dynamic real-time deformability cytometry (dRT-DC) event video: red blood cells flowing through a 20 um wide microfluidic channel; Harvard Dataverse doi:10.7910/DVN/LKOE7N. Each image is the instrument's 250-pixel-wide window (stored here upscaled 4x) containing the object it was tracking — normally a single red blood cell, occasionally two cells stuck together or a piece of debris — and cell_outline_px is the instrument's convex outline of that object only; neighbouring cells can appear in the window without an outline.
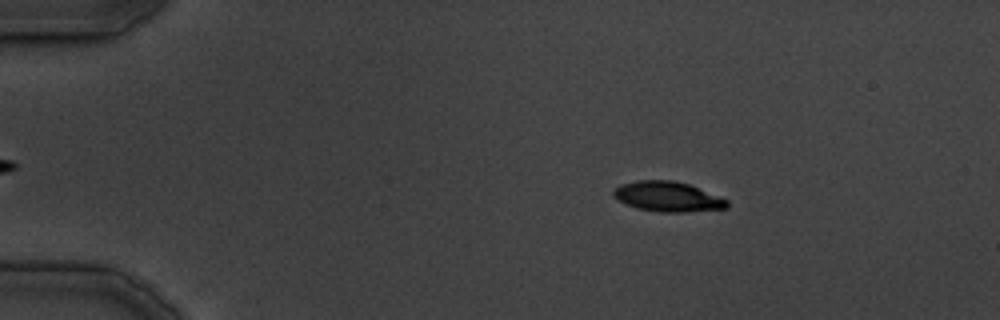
{"species": "common noctule bat (a hibernating species)", "species_latin": "Nyctalus noctula", "temperature_condition": "cold", "stored_images_in_passage": 22, "camera_frame_rate_fps": 3000, "um_per_image_px": 0.085, "animal": {"sex": "male", "body_mass_g": 19.5, "forearm_length_mm": 54.6}, "frame": {"image": 1, "passage_image": 7, "time_ms": 7.0, "image_size_px": [1000, 320], "cell_outline_px": [[728, 208], [684, 212], [660, 212], [636, 208], [624, 204], [612, 196], [612, 192], [620, 184], [636, 180], [672, 180], [688, 184], [728, 200]], "centroid_in_image_um": [56.71, 16.71], "position_along_channel_um": 28.3, "area_um2": 19.88}}
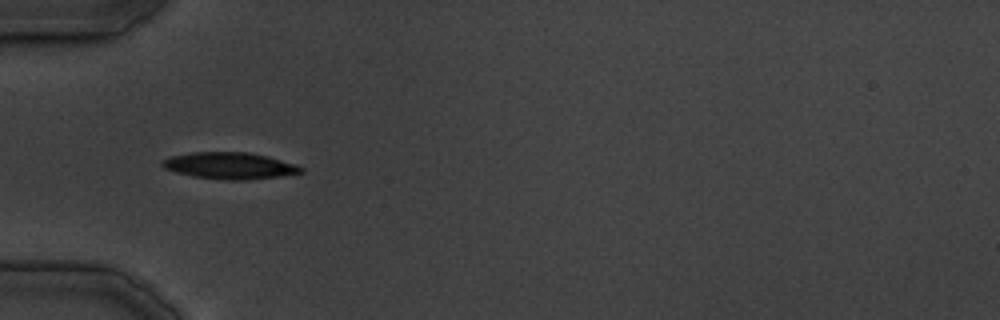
{"frame": {"image": 2, "passage_image": 13, "time_ms": 14.333, "image_size_px": [1000, 320], "cell_outline_px": [[304, 172], [280, 176], [248, 180], [224, 180], [192, 176], [176, 172], [164, 168], [160, 164], [164, 160], [172, 156], [192, 152], [248, 152], [268, 156], [296, 164], [304, 168]], "centroid_in_image_um": [19.56, 14.09], "position_along_channel_um": 65.4, "area_um2": 21.56}}
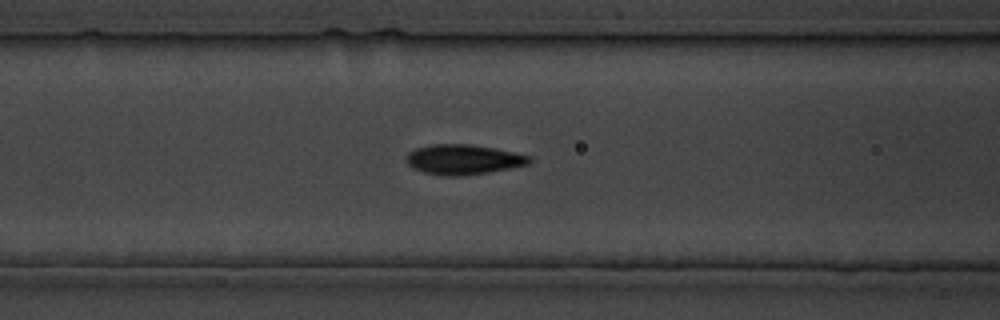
{"frame": {"image": 3, "passage_image": 17, "time_ms": 18.667, "image_size_px": [1000, 320], "cell_outline_px": [[532, 160], [528, 164], [488, 172], [456, 176], [448, 176], [424, 172], [412, 168], [404, 160], [404, 156], [408, 152], [416, 148], [432, 144], [468, 144], [496, 148], [516, 152], [532, 156]], "centroid_in_image_um": [39.36, 13.54], "position_along_channel_um": 127.2, "area_um2": 21.56}}